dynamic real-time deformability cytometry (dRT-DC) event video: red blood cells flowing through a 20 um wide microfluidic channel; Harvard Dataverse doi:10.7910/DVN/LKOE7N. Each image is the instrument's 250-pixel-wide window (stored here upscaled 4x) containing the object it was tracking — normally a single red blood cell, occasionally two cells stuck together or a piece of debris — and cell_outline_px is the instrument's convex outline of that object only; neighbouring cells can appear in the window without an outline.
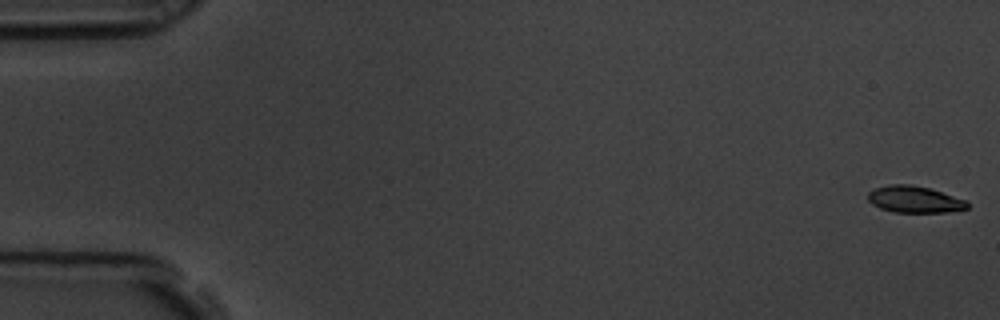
{"species": "common noctule bat (a hibernating species)", "species_latin": "Nyctalus noctula", "temperature_condition": "room temperature", "stored_images_in_passage": 59, "camera_frame_rate_fps": 3000, "um_per_image_px": 0.085, "animal": {"sex": "male", "body_mass_g": 19.5, "forearm_length_mm": 54.6}, "frame": {"image": 1, "passage_image": 1, "time_ms": 0.0, "image_size_px": [1000, 320], "cell_outline_px": [[968, 208], [948, 212], [892, 212], [880, 208], [872, 204], [868, 200], [868, 192], [876, 188], [888, 184], [908, 184], [928, 188], [964, 200], [968, 204]], "centroid_in_image_um": [77.68, 16.95], "position_along_channel_um": 7.3, "area_um2": 15.2}}
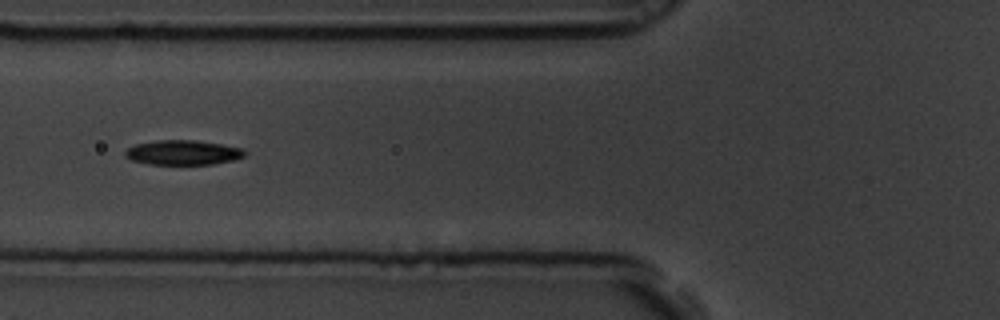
{"frame": {"image": 2, "passage_image": 23, "time_ms": 7.333, "image_size_px": [1000, 320], "cell_outline_px": [[248, 152], [244, 156], [232, 160], [212, 164], [148, 164], [132, 160], [124, 156], [124, 152], [128, 148], [136, 144], [156, 140], [196, 140], [244, 148]], "centroid_in_image_um": [15.56, 12.96], "position_along_channel_um": 110.2, "area_um2": 17.22}}
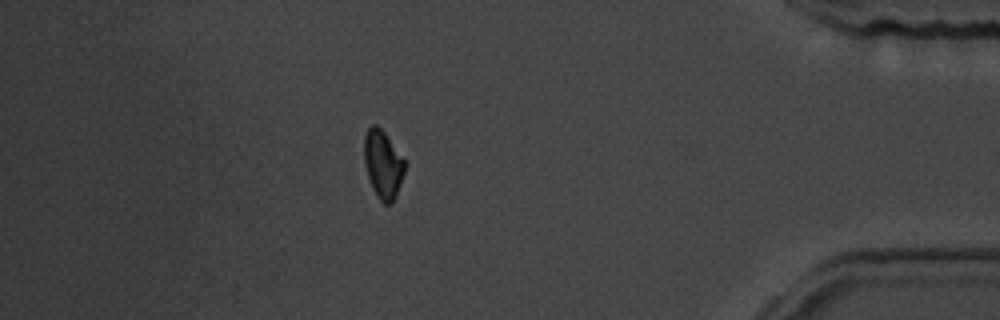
{"frame": {"image": 3, "passage_image": 52, "time_ms": 17.0, "image_size_px": [1000, 320], "cell_outline_px": [[404, 172], [400, 184], [392, 200], [388, 204], [384, 204], [376, 196], [372, 188], [368, 176], [364, 160], [364, 136], [368, 128], [372, 124], [376, 124], [384, 132], [404, 160]], "centroid_in_image_um": [32.51, 13.94], "position_along_channel_um": 402.7, "area_um2": 15.66}, "authors_computed_cell_mechanics": {"area_um2": 16.473, "velocity_mm_per_s": 3.4646, "shape_relaxation_time_tau1_ms": 2.5467, "shape_relaxation_time_tau2_ms": null, "deformation_change_tau1": 0.1078, "deformation_change_tau2": null}}